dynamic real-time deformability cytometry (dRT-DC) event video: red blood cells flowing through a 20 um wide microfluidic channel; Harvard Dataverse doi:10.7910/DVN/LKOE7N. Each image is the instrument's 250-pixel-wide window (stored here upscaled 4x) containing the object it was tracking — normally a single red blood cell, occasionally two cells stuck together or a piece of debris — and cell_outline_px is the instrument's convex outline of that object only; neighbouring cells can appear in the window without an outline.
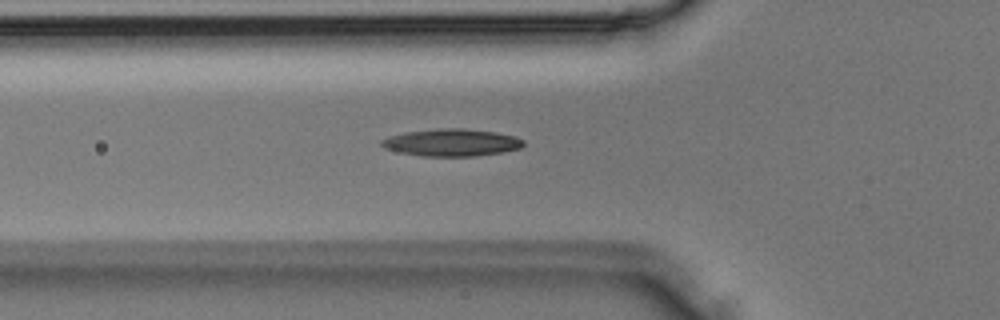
{"species": "Egyptian fruit bat (a non-hibernating species)", "species_latin": "Rousettus aegyptiacus", "temperature_condition": "room temperature", "stored_images_in_passage": 28, "camera_frame_rate_fps": 3000, "um_per_image_px": 0.085, "animal": {"sex": "male"}, "frame": {"image": 1, "passage_image": 6, "time_ms": 1.667, "image_size_px": [1000, 320], "cell_outline_px": [[524, 144], [520, 148], [500, 152], [476, 156], [424, 156], [400, 152], [384, 148], [380, 144], [380, 140], [388, 136], [404, 132], [440, 128], [464, 128], [496, 132], [516, 136], [524, 140]], "centroid_in_image_um": [38.37, 12.1], "position_along_channel_um": 87.4, "area_um2": 22.6}}
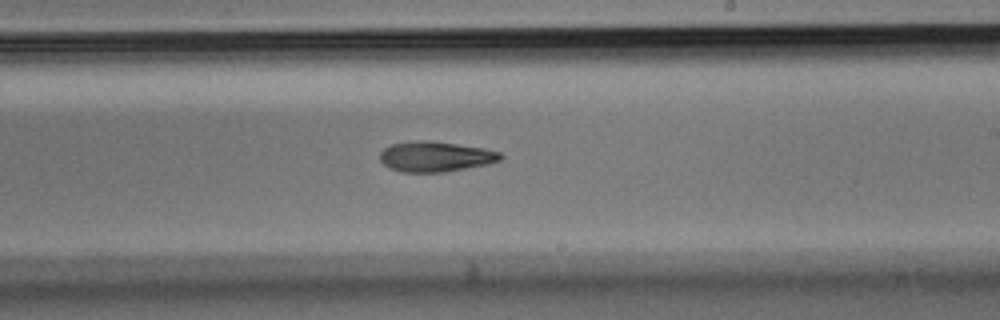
{"frame": {"image": 2, "passage_image": 15, "time_ms": 4.667, "image_size_px": [1000, 320], "cell_outline_px": [[504, 156], [500, 160], [488, 164], [444, 172], [400, 172], [388, 168], [380, 160], [380, 152], [384, 148], [392, 144], [416, 140], [428, 140], [484, 148], [500, 152]], "centroid_in_image_um": [37.0, 13.31], "position_along_channel_um": 252.0, "area_um2": 21.33}}
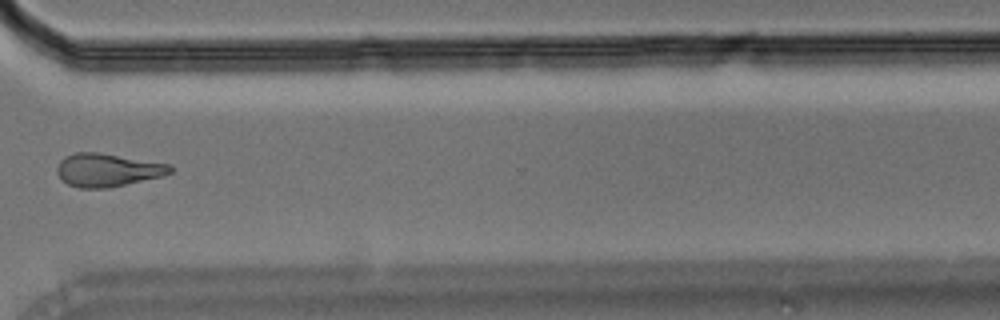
{"frame": {"image": 3, "passage_image": 21, "time_ms": 6.667, "image_size_px": [1000, 320], "cell_outline_px": [[172, 172], [160, 176], [108, 188], [80, 188], [68, 184], [60, 180], [56, 172], [56, 168], [60, 160], [64, 156], [76, 152], [100, 152], [172, 164]], "centroid_in_image_um": [9.1, 14.44], "position_along_channel_um": 361.5, "area_um2": 22.02}}